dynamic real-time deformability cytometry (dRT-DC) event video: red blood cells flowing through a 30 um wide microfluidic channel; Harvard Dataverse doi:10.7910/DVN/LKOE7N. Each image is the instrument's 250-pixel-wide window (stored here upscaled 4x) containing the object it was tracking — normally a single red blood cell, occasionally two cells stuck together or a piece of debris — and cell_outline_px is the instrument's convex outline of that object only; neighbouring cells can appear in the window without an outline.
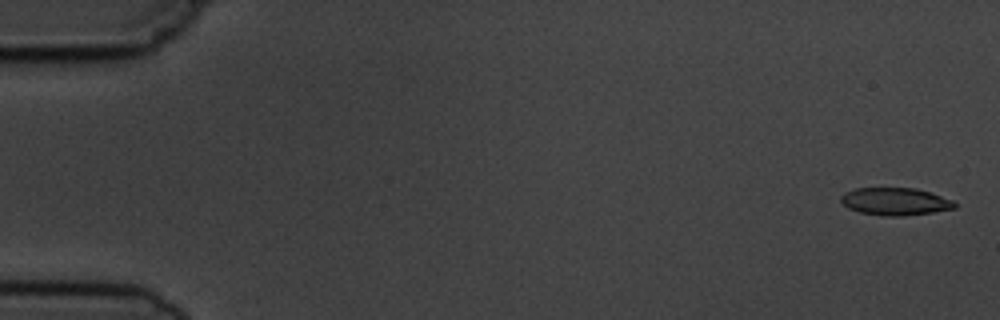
{"species": "common noctule bat (a hibernating species)", "species_latin": "Nyctalus noctula", "temperature_condition": "cold", "stored_images_in_passage": 7, "camera_frame_rate_fps": 3000, "um_per_image_px": 0.085, "animal": {"sex": "male", "body_mass_g": 19.5, "forearm_length_mm": 54.6}, "frame": {"image": 1, "passage_image": 1, "time_ms": 0.0, "image_size_px": [1000, 320], "cell_outline_px": [[956, 208], [932, 212], [904, 216], [884, 216], [860, 212], [848, 208], [840, 200], [840, 196], [844, 192], [856, 188], [916, 188], [952, 200], [956, 204]], "centroid_in_image_um": [76.06, 17.13], "position_along_channel_um": 8.9, "area_um2": 18.15}}
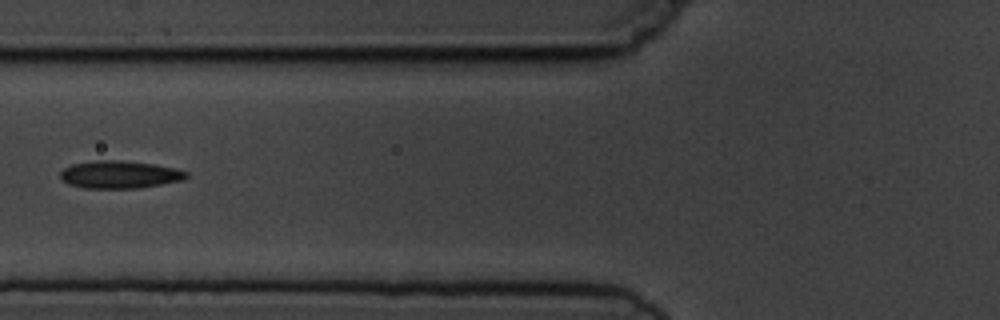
{"frame": {"image": 2, "passage_image": 6, "time_ms": 6.667, "image_size_px": [1000, 320], "cell_outline_px": [[188, 176], [184, 180], [136, 188], [84, 188], [68, 184], [60, 180], [60, 172], [64, 168], [72, 164], [96, 160], [120, 160], [156, 164], [176, 168], [188, 172]], "centroid_in_image_um": [10.16, 14.83], "position_along_channel_um": 115.6, "area_um2": 20.4}}
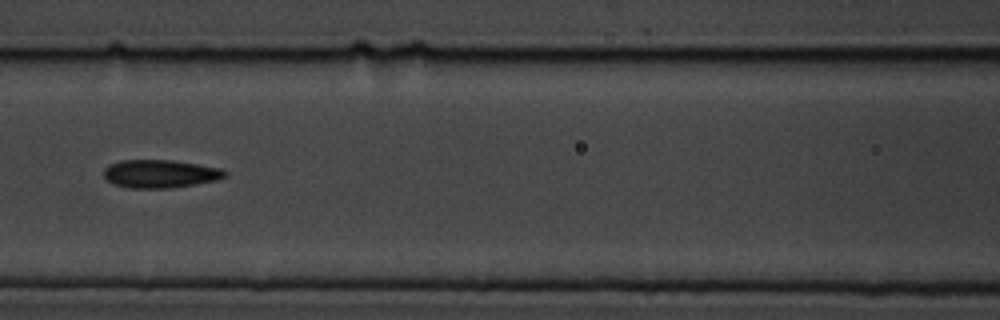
{"frame": {"image": 3, "passage_image": 7, "time_ms": 7.667, "image_size_px": [1000, 320], "cell_outline_px": [[228, 172], [224, 176], [216, 180], [168, 188], [128, 188], [112, 184], [104, 176], [104, 168], [108, 164], [120, 160], [172, 160], [220, 168]], "centroid_in_image_um": [13.54, 14.76], "position_along_channel_um": 153.1, "area_um2": 19.71}}